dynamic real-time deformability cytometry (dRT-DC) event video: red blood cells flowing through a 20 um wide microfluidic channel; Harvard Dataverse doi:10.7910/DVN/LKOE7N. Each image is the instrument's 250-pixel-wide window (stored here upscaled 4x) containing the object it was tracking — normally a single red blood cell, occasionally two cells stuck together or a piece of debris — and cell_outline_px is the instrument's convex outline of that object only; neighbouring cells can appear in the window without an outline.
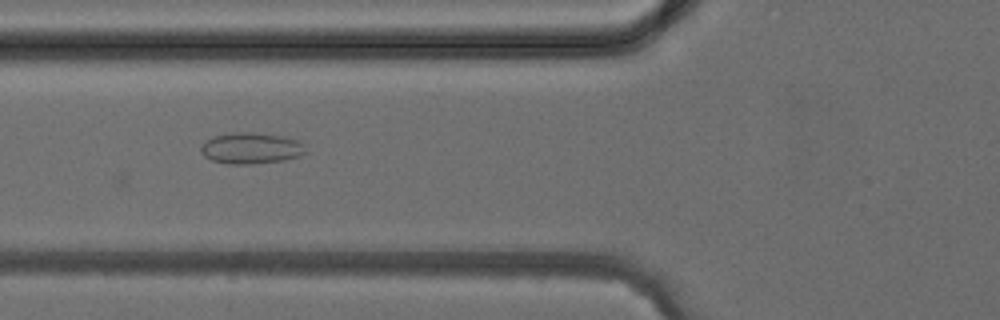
{"species": "common noctule bat (a hibernating species)", "species_latin": "Nyctalus noctula", "temperature_condition": "cold", "stored_images_in_passage": 8, "camera_frame_rate_fps": 3000, "um_per_image_px": 0.085, "animal": {"sex": "female", "body_mass_g": 24.6, "forearm_length_mm": 56.2}, "frame": {"image": 1, "passage_image": 7, "time_ms": 7.0, "image_size_px": [1000, 320], "cell_outline_px": [[308, 152], [300, 156], [284, 160], [252, 164], [228, 164], [212, 160], [204, 156], [200, 152], [200, 148], [212, 136], [232, 132], [252, 132], [280, 136], [296, 140], [304, 144]], "centroid_in_image_um": [21.35, 12.6], "position_along_channel_um": 104.5, "area_um2": 19.07}}
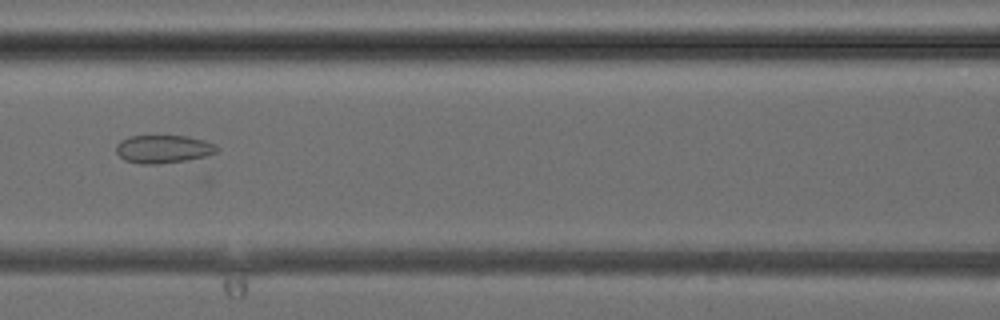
{"frame": {"image": 2, "passage_image": 8, "time_ms": 8.0, "image_size_px": [1000, 320], "cell_outline_px": [[220, 148], [216, 152], [204, 156], [184, 160], [156, 164], [140, 164], [124, 160], [116, 152], [116, 144], [120, 140], [128, 136], [188, 136], [204, 140], [216, 144]], "centroid_in_image_um": [13.86, 12.66], "position_along_channel_um": 152.7, "area_um2": 16.47}}